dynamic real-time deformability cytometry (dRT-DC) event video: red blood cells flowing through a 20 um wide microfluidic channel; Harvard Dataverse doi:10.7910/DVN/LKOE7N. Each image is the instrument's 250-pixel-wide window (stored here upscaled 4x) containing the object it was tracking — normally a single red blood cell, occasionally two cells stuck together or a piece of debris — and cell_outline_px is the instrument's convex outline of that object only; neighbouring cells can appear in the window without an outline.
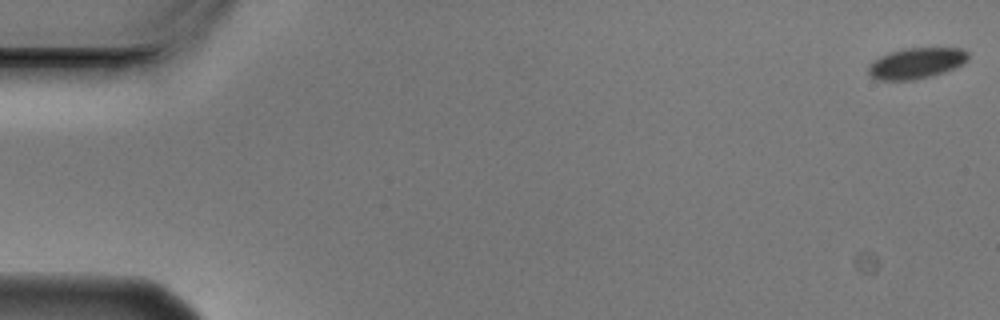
{"species": "Egyptian fruit bat (a non-hibernating species)", "species_latin": "Rousettus aegyptiacus", "temperature_condition": "cold", "stored_images_in_passage": 6, "camera_frame_rate_fps": 3000, "um_per_image_px": 0.085, "animal": {"sex": "male"}, "frame": {"image": 1, "passage_image": 1, "time_ms": 0.0, "image_size_px": [1000, 320], "cell_outline_px": [[968, 60], [964, 64], [956, 68], [932, 76], [912, 80], [876, 80], [868, 72], [868, 64], [872, 60], [888, 52], [904, 48], [960, 48], [968, 52]], "centroid_in_image_um": [77.88, 5.37], "position_along_channel_um": 7.1, "area_um2": 18.21}}
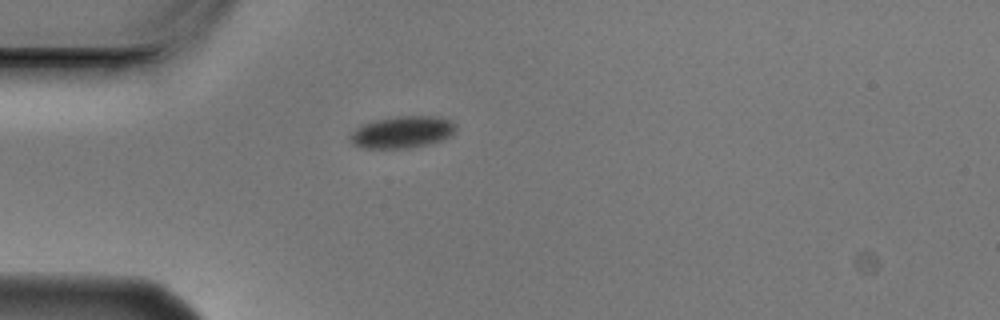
{"frame": {"image": 2, "passage_image": 5, "time_ms": 1.333, "image_size_px": [1000, 320], "cell_outline_px": [[456, 128], [452, 136], [440, 140], [408, 148], [364, 148], [352, 144], [348, 140], [348, 136], [360, 124], [376, 120], [396, 116], [440, 116], [452, 120], [456, 124]], "centroid_in_image_um": [34.18, 11.21], "position_along_channel_um": 50.8, "area_um2": 19.83}}